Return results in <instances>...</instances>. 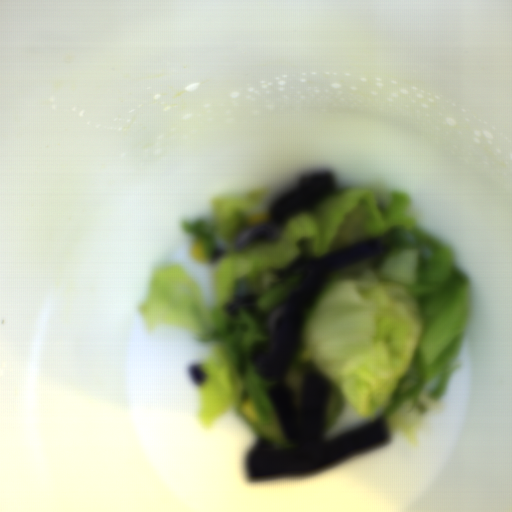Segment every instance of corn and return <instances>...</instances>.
<instances>
[{
    "mask_svg": "<svg viewBox=\"0 0 512 512\" xmlns=\"http://www.w3.org/2000/svg\"><path fill=\"white\" fill-rule=\"evenodd\" d=\"M189 256L200 263H207L205 246L200 239H195L190 242L187 248Z\"/></svg>",
    "mask_w": 512,
    "mask_h": 512,
    "instance_id": "1",
    "label": "corn"
},
{
    "mask_svg": "<svg viewBox=\"0 0 512 512\" xmlns=\"http://www.w3.org/2000/svg\"><path fill=\"white\" fill-rule=\"evenodd\" d=\"M241 411L243 414L248 417L251 421H255L258 417L256 408L254 406V403L252 399H246L243 401L240 405Z\"/></svg>",
    "mask_w": 512,
    "mask_h": 512,
    "instance_id": "2",
    "label": "corn"
},
{
    "mask_svg": "<svg viewBox=\"0 0 512 512\" xmlns=\"http://www.w3.org/2000/svg\"><path fill=\"white\" fill-rule=\"evenodd\" d=\"M268 212L265 211H257L253 214H250L246 217V223L251 227V225L260 223L265 221L267 218Z\"/></svg>",
    "mask_w": 512,
    "mask_h": 512,
    "instance_id": "3",
    "label": "corn"
}]
</instances>
